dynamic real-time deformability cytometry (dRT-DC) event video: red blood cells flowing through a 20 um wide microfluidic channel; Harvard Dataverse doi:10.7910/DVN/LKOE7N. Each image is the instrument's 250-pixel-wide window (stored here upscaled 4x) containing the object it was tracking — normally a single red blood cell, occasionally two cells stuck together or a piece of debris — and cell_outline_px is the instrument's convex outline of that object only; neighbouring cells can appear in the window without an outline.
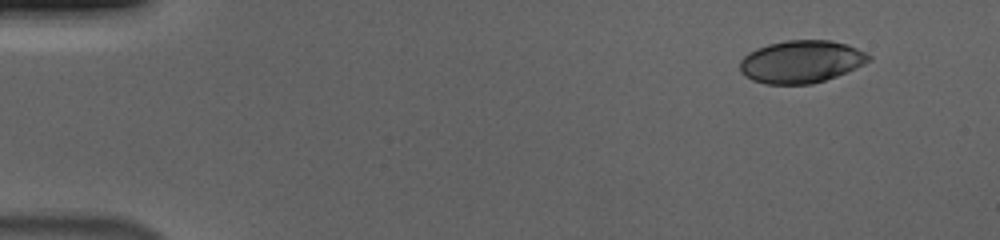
{"species": "human", "species_latin": "Homo sapiens", "temperature_condition": "cold", "stored_images_in_passage": 52, "camera_frame_rate_fps": 3000, "um_per_image_px": 0.085, "donor": {"sex": "male"}, "frame": {"image": 1, "passage_image": 1, "time_ms": 0.0, "image_size_px": [1000, 240], "cell_outline_px": [[872, 60], [864, 64], [836, 76], [812, 84], [764, 84], [752, 80], [744, 76], [740, 72], [740, 60], [748, 52], [756, 48], [768, 44], [788, 40], [832, 40], [848, 44], [868, 52], [872, 56]], "centroid_in_image_um": [68.11, 5.23], "position_along_channel_um": 16.9, "area_um2": 32.25}}
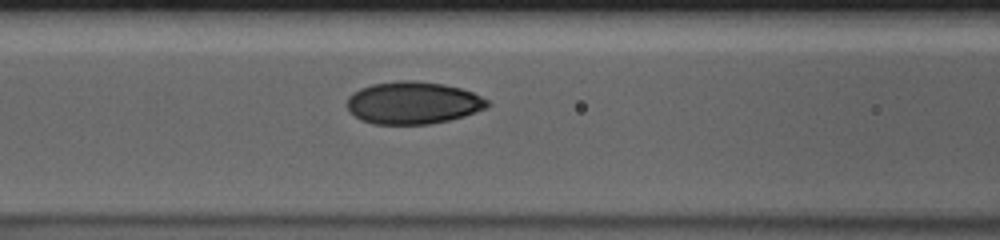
{"frame": {"image": 2, "passage_image": 20, "time_ms": 6.333, "image_size_px": [1000, 240], "cell_outline_px": [[492, 104], [488, 108], [464, 116], [432, 124], [372, 124], [360, 120], [348, 112], [348, 96], [352, 92], [360, 88], [372, 84], [396, 80], [416, 80], [444, 84], [460, 88], [472, 92], [488, 100]], "centroid_in_image_um": [35.1, 8.74], "position_along_channel_um": 131.5, "area_um2": 35.08}}
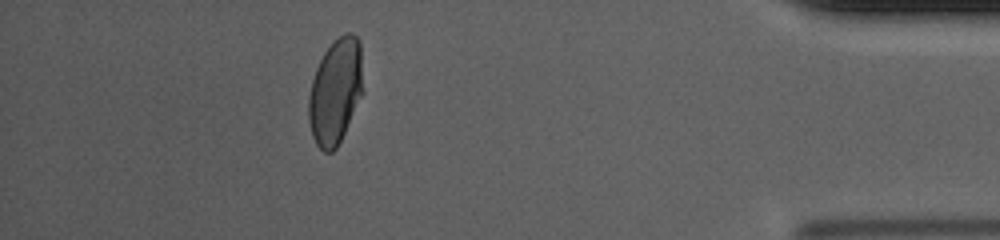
{"frame": {"image": 3, "passage_image": 46, "time_ms": 15.0, "image_size_px": [1000, 240], "cell_outline_px": [[364, 92], [336, 148], [332, 152], [324, 152], [316, 144], [312, 136], [308, 120], [308, 96], [312, 80], [316, 68], [324, 52], [344, 32], [352, 32], [360, 40]], "centroid_in_image_um": [28.52, 7.76], "position_along_channel_um": 406.7, "area_um2": 33.64}, "authors_computed_cell_mechanics": {"area_um2": 34.102, "velocity_mm_per_s": 3.6973, "shape_relaxation_time_tau1_ms": 6.2322, "shape_relaxation_time_tau2_ms": null, "deformation_change_tau1": 0.1753, "deformation_change_tau2": null}}